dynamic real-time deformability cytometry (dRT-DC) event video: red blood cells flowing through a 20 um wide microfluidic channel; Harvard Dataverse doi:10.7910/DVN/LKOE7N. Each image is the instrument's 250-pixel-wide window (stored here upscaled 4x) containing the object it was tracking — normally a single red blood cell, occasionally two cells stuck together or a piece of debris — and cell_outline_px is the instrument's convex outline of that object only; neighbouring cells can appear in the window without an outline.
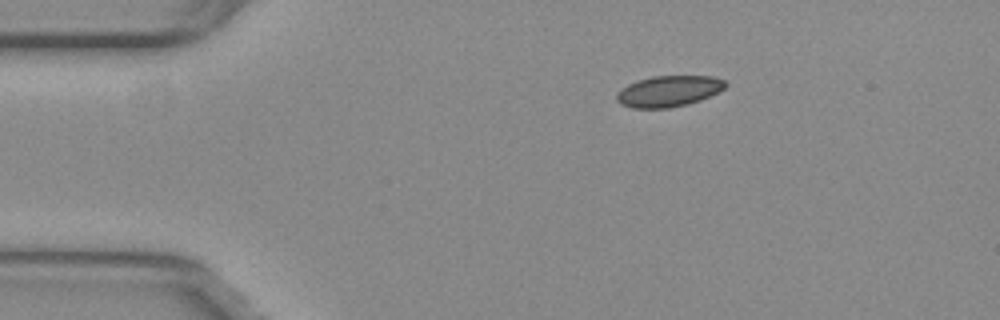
{"species": "common noctule bat (a hibernating species)", "species_latin": "Nyctalus noctula", "temperature_condition": "warm", "stored_images_in_passage": 46, "camera_frame_rate_fps": 3000, "um_per_image_px": 0.085, "animal": {"sex": "female", "body_mass_g": 29.2, "forearm_length_mm": 56.3}, "frame": {"image": 1, "passage_image": 1, "time_ms": 0.0, "image_size_px": [1000, 320], "cell_outline_px": [[728, 84], [724, 88], [700, 100], [688, 104], [668, 108], [632, 108], [620, 104], [616, 100], [616, 96], [628, 84], [652, 76], [712, 76], [724, 80]], "centroid_in_image_um": [56.84, 7.75], "position_along_channel_um": 28.2, "area_um2": 19.42}}
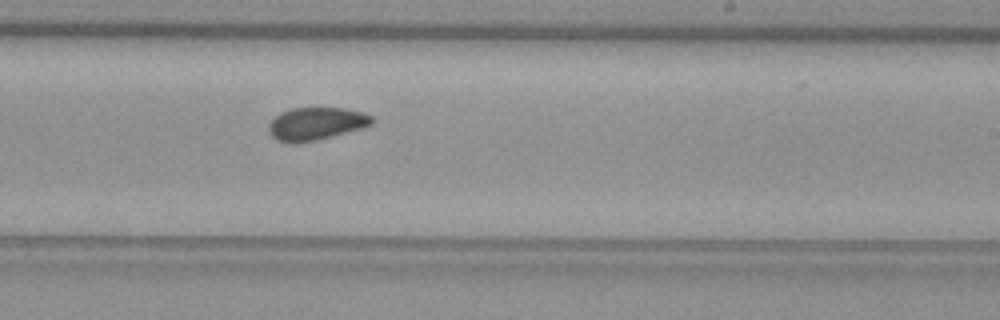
{"frame": {"image": 2, "passage_image": 24, "time_ms": 7.667, "image_size_px": [1000, 320], "cell_outline_px": [[376, 120], [372, 124], [360, 128], [332, 136], [316, 140], [296, 144], [276, 140], [268, 132], [268, 124], [280, 112], [292, 108], [344, 108], [364, 112], [372, 116]], "centroid_in_image_um": [26.85, 10.51], "position_along_channel_um": 262.1, "area_um2": 19.77}}
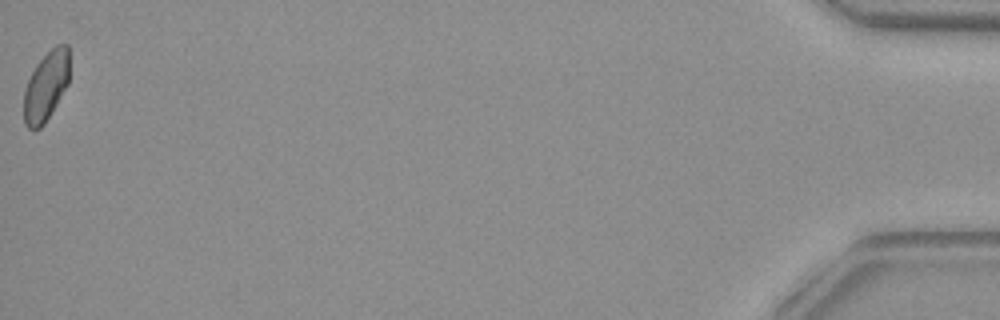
{"frame": {"image": 3, "passage_image": 46, "time_ms": 15.0, "image_size_px": [1000, 320], "cell_outline_px": [[68, 84], [44, 124], [40, 128], [28, 128], [24, 124], [24, 92], [28, 80], [36, 64], [56, 44], [68, 44]], "centroid_in_image_um": [3.9, 7.32], "position_along_channel_um": 431.3, "area_um2": 18.15}, "authors_computed_cell_mechanics": {"area_um2": 19.5942, "velocity_mm_per_s": 3.7797, "shape_relaxation_time_tau1_ms": null, "shape_relaxation_time_tau2_ms": 1.4994, "deformation_change_tau1": null, "deformation_change_tau2": 0.0555}}